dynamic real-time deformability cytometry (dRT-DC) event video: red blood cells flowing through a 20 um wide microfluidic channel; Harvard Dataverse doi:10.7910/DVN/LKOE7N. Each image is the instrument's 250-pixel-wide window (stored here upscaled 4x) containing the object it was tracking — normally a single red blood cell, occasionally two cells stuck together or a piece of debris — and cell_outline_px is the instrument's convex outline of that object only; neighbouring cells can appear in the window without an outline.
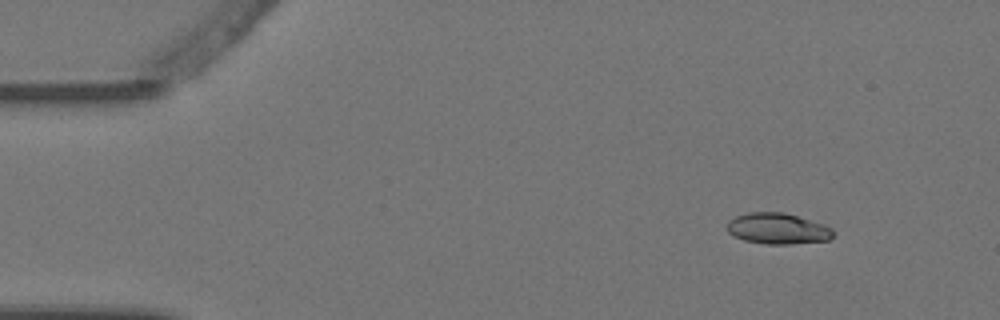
{"species": "Egyptian fruit bat (a non-hibernating species)", "species_latin": "Rousettus aegyptiacus", "temperature_condition": "warm", "stored_images_in_passage": 6, "camera_frame_rate_fps": 3000, "um_per_image_px": 0.085, "animal": {"sex": "female"}, "frame": {"image": 1, "passage_image": 1, "time_ms": 0.0, "image_size_px": [1000, 320], "cell_outline_px": [[836, 232], [828, 240], [792, 244], [764, 244], [744, 240], [732, 236], [728, 232], [728, 220], [736, 216], [748, 212], [784, 212], [824, 224], [832, 228]], "centroid_in_image_um": [66.1, 19.43], "position_along_channel_um": 18.9, "area_um2": 19.31}}
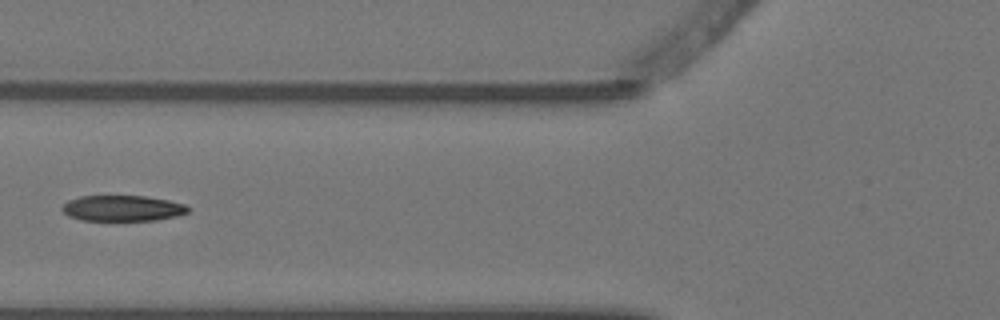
{"frame": {"image": 2, "passage_image": 5, "time_ms": 1.333, "image_size_px": [1000, 320], "cell_outline_px": [[188, 212], [176, 216], [156, 220], [80, 220], [68, 216], [60, 208], [68, 200], [80, 196], [144, 196], [168, 200], [184, 204], [188, 208]], "centroid_in_image_um": [10.37, 17.7], "position_along_channel_um": 115.4, "area_um2": 18.79}}
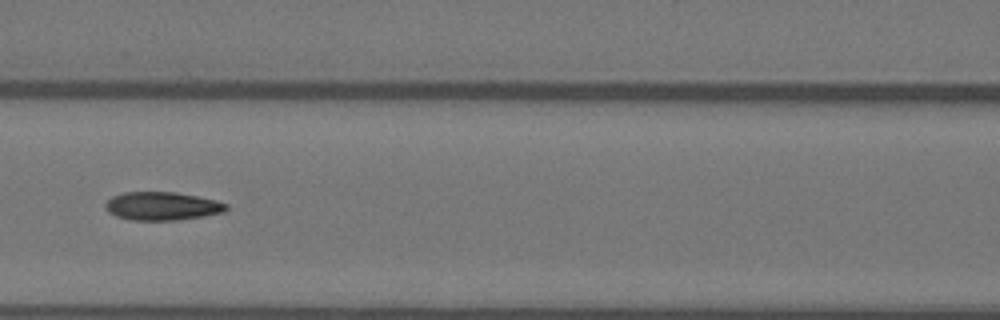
{"frame": {"image": 3, "passage_image": 6, "time_ms": 1.667, "image_size_px": [1000, 320], "cell_outline_px": [[228, 208], [224, 212], [204, 216], [176, 220], [132, 220], [116, 216], [108, 212], [104, 208], [104, 204], [112, 196], [124, 192], [176, 192], [216, 200], [228, 204]], "centroid_in_image_um": [13.77, 17.51], "position_along_channel_um": 152.8, "area_um2": 20.0}}